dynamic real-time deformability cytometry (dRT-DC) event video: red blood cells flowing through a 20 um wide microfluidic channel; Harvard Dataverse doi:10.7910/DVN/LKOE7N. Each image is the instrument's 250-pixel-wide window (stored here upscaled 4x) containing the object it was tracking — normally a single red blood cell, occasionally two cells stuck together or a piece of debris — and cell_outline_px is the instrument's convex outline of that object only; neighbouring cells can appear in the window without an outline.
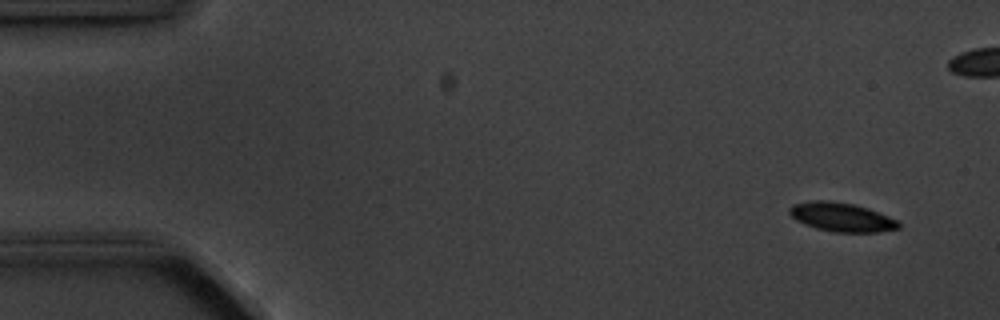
{"species": "common noctule bat (a hibernating species)", "species_latin": "Nyctalus noctula", "temperature_condition": "cold", "stored_images_in_passage": 6, "camera_frame_rate_fps": 3000, "um_per_image_px": 0.085, "animal": {"sex": "male", "body_mass_g": 20.1, "forearm_length_mm": 53.5}, "frame": {"image": 1, "passage_image": 1, "time_ms": 0.0, "image_size_px": [1000, 320], "cell_outline_px": [[900, 228], [880, 232], [832, 232], [816, 228], [804, 224], [796, 220], [788, 212], [788, 208], [792, 204], [812, 200], [828, 200], [852, 204], [868, 208], [888, 216], [896, 220], [900, 224]], "centroid_in_image_um": [71.5, 18.45], "position_along_channel_um": 13.5, "area_um2": 18.44}}